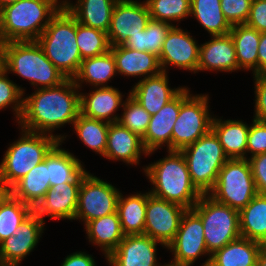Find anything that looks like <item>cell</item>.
Returning <instances> with one entry per match:
<instances>
[{
    "instance_id": "17",
    "label": "cell",
    "mask_w": 266,
    "mask_h": 266,
    "mask_svg": "<svg viewBox=\"0 0 266 266\" xmlns=\"http://www.w3.org/2000/svg\"><path fill=\"white\" fill-rule=\"evenodd\" d=\"M43 221L33 211L14 232V235L0 243V262L7 264H19L29 255L37 243L44 229Z\"/></svg>"
},
{
    "instance_id": "36",
    "label": "cell",
    "mask_w": 266,
    "mask_h": 266,
    "mask_svg": "<svg viewBox=\"0 0 266 266\" xmlns=\"http://www.w3.org/2000/svg\"><path fill=\"white\" fill-rule=\"evenodd\" d=\"M32 212L31 206L14 198L8 191H0V243L14 235Z\"/></svg>"
},
{
    "instance_id": "50",
    "label": "cell",
    "mask_w": 266,
    "mask_h": 266,
    "mask_svg": "<svg viewBox=\"0 0 266 266\" xmlns=\"http://www.w3.org/2000/svg\"><path fill=\"white\" fill-rule=\"evenodd\" d=\"M257 266H266V243L261 244L258 254Z\"/></svg>"
},
{
    "instance_id": "29",
    "label": "cell",
    "mask_w": 266,
    "mask_h": 266,
    "mask_svg": "<svg viewBox=\"0 0 266 266\" xmlns=\"http://www.w3.org/2000/svg\"><path fill=\"white\" fill-rule=\"evenodd\" d=\"M85 229L89 242L99 246L106 258L125 237L117 211L89 221Z\"/></svg>"
},
{
    "instance_id": "52",
    "label": "cell",
    "mask_w": 266,
    "mask_h": 266,
    "mask_svg": "<svg viewBox=\"0 0 266 266\" xmlns=\"http://www.w3.org/2000/svg\"><path fill=\"white\" fill-rule=\"evenodd\" d=\"M18 0H0V10L4 8L7 5L13 4L17 2Z\"/></svg>"
},
{
    "instance_id": "4",
    "label": "cell",
    "mask_w": 266,
    "mask_h": 266,
    "mask_svg": "<svg viewBox=\"0 0 266 266\" xmlns=\"http://www.w3.org/2000/svg\"><path fill=\"white\" fill-rule=\"evenodd\" d=\"M76 39V18L62 6L37 39L46 57L67 78L73 79L82 58Z\"/></svg>"
},
{
    "instance_id": "49",
    "label": "cell",
    "mask_w": 266,
    "mask_h": 266,
    "mask_svg": "<svg viewBox=\"0 0 266 266\" xmlns=\"http://www.w3.org/2000/svg\"><path fill=\"white\" fill-rule=\"evenodd\" d=\"M266 73V32L260 34L258 45V74Z\"/></svg>"
},
{
    "instance_id": "8",
    "label": "cell",
    "mask_w": 266,
    "mask_h": 266,
    "mask_svg": "<svg viewBox=\"0 0 266 266\" xmlns=\"http://www.w3.org/2000/svg\"><path fill=\"white\" fill-rule=\"evenodd\" d=\"M192 209L201 218L211 255L241 236L238 210L215 201L208 194H202Z\"/></svg>"
},
{
    "instance_id": "38",
    "label": "cell",
    "mask_w": 266,
    "mask_h": 266,
    "mask_svg": "<svg viewBox=\"0 0 266 266\" xmlns=\"http://www.w3.org/2000/svg\"><path fill=\"white\" fill-rule=\"evenodd\" d=\"M109 124L79 114L72 125L76 131L74 133L79 136L78 138L84 143L83 145L103 157L106 151Z\"/></svg>"
},
{
    "instance_id": "5",
    "label": "cell",
    "mask_w": 266,
    "mask_h": 266,
    "mask_svg": "<svg viewBox=\"0 0 266 266\" xmlns=\"http://www.w3.org/2000/svg\"><path fill=\"white\" fill-rule=\"evenodd\" d=\"M4 69L27 79L35 89L56 87L67 79L37 41L4 43Z\"/></svg>"
},
{
    "instance_id": "24",
    "label": "cell",
    "mask_w": 266,
    "mask_h": 266,
    "mask_svg": "<svg viewBox=\"0 0 266 266\" xmlns=\"http://www.w3.org/2000/svg\"><path fill=\"white\" fill-rule=\"evenodd\" d=\"M110 50L116 61L117 73L120 75L135 78L138 76L142 80L162 72L159 57L150 52H141L123 45L111 47Z\"/></svg>"
},
{
    "instance_id": "18",
    "label": "cell",
    "mask_w": 266,
    "mask_h": 266,
    "mask_svg": "<svg viewBox=\"0 0 266 266\" xmlns=\"http://www.w3.org/2000/svg\"><path fill=\"white\" fill-rule=\"evenodd\" d=\"M162 243L145 234L125 235L106 258L109 266H163L157 262V245Z\"/></svg>"
},
{
    "instance_id": "40",
    "label": "cell",
    "mask_w": 266,
    "mask_h": 266,
    "mask_svg": "<svg viewBox=\"0 0 266 266\" xmlns=\"http://www.w3.org/2000/svg\"><path fill=\"white\" fill-rule=\"evenodd\" d=\"M150 18L172 24L190 16L191 0H145Z\"/></svg>"
},
{
    "instance_id": "46",
    "label": "cell",
    "mask_w": 266,
    "mask_h": 266,
    "mask_svg": "<svg viewBox=\"0 0 266 266\" xmlns=\"http://www.w3.org/2000/svg\"><path fill=\"white\" fill-rule=\"evenodd\" d=\"M257 192L266 195V153L248 156Z\"/></svg>"
},
{
    "instance_id": "12",
    "label": "cell",
    "mask_w": 266,
    "mask_h": 266,
    "mask_svg": "<svg viewBox=\"0 0 266 266\" xmlns=\"http://www.w3.org/2000/svg\"><path fill=\"white\" fill-rule=\"evenodd\" d=\"M119 194L115 186L88 172L81 181L74 220H82L85 226L93 219L115 213Z\"/></svg>"
},
{
    "instance_id": "44",
    "label": "cell",
    "mask_w": 266,
    "mask_h": 266,
    "mask_svg": "<svg viewBox=\"0 0 266 266\" xmlns=\"http://www.w3.org/2000/svg\"><path fill=\"white\" fill-rule=\"evenodd\" d=\"M252 122L248 131L246 159L247 153L251 154L250 157L266 153V121L253 118Z\"/></svg>"
},
{
    "instance_id": "20",
    "label": "cell",
    "mask_w": 266,
    "mask_h": 266,
    "mask_svg": "<svg viewBox=\"0 0 266 266\" xmlns=\"http://www.w3.org/2000/svg\"><path fill=\"white\" fill-rule=\"evenodd\" d=\"M234 72L241 70L237 64L235 46L229 34L211 36V40L200 45L199 71Z\"/></svg>"
},
{
    "instance_id": "53",
    "label": "cell",
    "mask_w": 266,
    "mask_h": 266,
    "mask_svg": "<svg viewBox=\"0 0 266 266\" xmlns=\"http://www.w3.org/2000/svg\"><path fill=\"white\" fill-rule=\"evenodd\" d=\"M0 266H19V264H7V263H1Z\"/></svg>"
},
{
    "instance_id": "45",
    "label": "cell",
    "mask_w": 266,
    "mask_h": 266,
    "mask_svg": "<svg viewBox=\"0 0 266 266\" xmlns=\"http://www.w3.org/2000/svg\"><path fill=\"white\" fill-rule=\"evenodd\" d=\"M255 93L254 119L266 121V73L253 75Z\"/></svg>"
},
{
    "instance_id": "22",
    "label": "cell",
    "mask_w": 266,
    "mask_h": 266,
    "mask_svg": "<svg viewBox=\"0 0 266 266\" xmlns=\"http://www.w3.org/2000/svg\"><path fill=\"white\" fill-rule=\"evenodd\" d=\"M119 89L112 86L95 87L90 93L80 92V114L91 119L108 123L118 122L120 115H115L124 100Z\"/></svg>"
},
{
    "instance_id": "2",
    "label": "cell",
    "mask_w": 266,
    "mask_h": 266,
    "mask_svg": "<svg viewBox=\"0 0 266 266\" xmlns=\"http://www.w3.org/2000/svg\"><path fill=\"white\" fill-rule=\"evenodd\" d=\"M162 159L146 165L145 175L153 185L151 195L192 209L201 193L192 184L186 161L180 151H169Z\"/></svg>"
},
{
    "instance_id": "14",
    "label": "cell",
    "mask_w": 266,
    "mask_h": 266,
    "mask_svg": "<svg viewBox=\"0 0 266 266\" xmlns=\"http://www.w3.org/2000/svg\"><path fill=\"white\" fill-rule=\"evenodd\" d=\"M150 12L146 1L118 0L111 15V24L107 32L111 47L121 46L128 37L145 30Z\"/></svg>"
},
{
    "instance_id": "43",
    "label": "cell",
    "mask_w": 266,
    "mask_h": 266,
    "mask_svg": "<svg viewBox=\"0 0 266 266\" xmlns=\"http://www.w3.org/2000/svg\"><path fill=\"white\" fill-rule=\"evenodd\" d=\"M220 3L222 12L231 25L246 23L252 0H220Z\"/></svg>"
},
{
    "instance_id": "16",
    "label": "cell",
    "mask_w": 266,
    "mask_h": 266,
    "mask_svg": "<svg viewBox=\"0 0 266 266\" xmlns=\"http://www.w3.org/2000/svg\"><path fill=\"white\" fill-rule=\"evenodd\" d=\"M187 88L184 86L172 100L156 114L151 115L145 136L142 139L143 145L148 151V156L163 146H167V149L171 151L172 132L180 106L191 95L189 88Z\"/></svg>"
},
{
    "instance_id": "39",
    "label": "cell",
    "mask_w": 266,
    "mask_h": 266,
    "mask_svg": "<svg viewBox=\"0 0 266 266\" xmlns=\"http://www.w3.org/2000/svg\"><path fill=\"white\" fill-rule=\"evenodd\" d=\"M76 39L82 59L102 55L111 48L106 32L85 26L77 20Z\"/></svg>"
},
{
    "instance_id": "23",
    "label": "cell",
    "mask_w": 266,
    "mask_h": 266,
    "mask_svg": "<svg viewBox=\"0 0 266 266\" xmlns=\"http://www.w3.org/2000/svg\"><path fill=\"white\" fill-rule=\"evenodd\" d=\"M167 72L139 80L129 94L150 114H156L165 104L172 100L183 87H169Z\"/></svg>"
},
{
    "instance_id": "26",
    "label": "cell",
    "mask_w": 266,
    "mask_h": 266,
    "mask_svg": "<svg viewBox=\"0 0 266 266\" xmlns=\"http://www.w3.org/2000/svg\"><path fill=\"white\" fill-rule=\"evenodd\" d=\"M118 0H77L71 3L63 0V6L76 18L77 22L103 32H108L111 15Z\"/></svg>"
},
{
    "instance_id": "19",
    "label": "cell",
    "mask_w": 266,
    "mask_h": 266,
    "mask_svg": "<svg viewBox=\"0 0 266 266\" xmlns=\"http://www.w3.org/2000/svg\"><path fill=\"white\" fill-rule=\"evenodd\" d=\"M81 182H68L52 186L33 211L43 221L44 217L74 220Z\"/></svg>"
},
{
    "instance_id": "9",
    "label": "cell",
    "mask_w": 266,
    "mask_h": 266,
    "mask_svg": "<svg viewBox=\"0 0 266 266\" xmlns=\"http://www.w3.org/2000/svg\"><path fill=\"white\" fill-rule=\"evenodd\" d=\"M258 194L246 158L228 159L208 193L215 201L240 211Z\"/></svg>"
},
{
    "instance_id": "6",
    "label": "cell",
    "mask_w": 266,
    "mask_h": 266,
    "mask_svg": "<svg viewBox=\"0 0 266 266\" xmlns=\"http://www.w3.org/2000/svg\"><path fill=\"white\" fill-rule=\"evenodd\" d=\"M21 137L9 145L0 163V191H8L32 168L41 163L59 142L52 135L21 129Z\"/></svg>"
},
{
    "instance_id": "33",
    "label": "cell",
    "mask_w": 266,
    "mask_h": 266,
    "mask_svg": "<svg viewBox=\"0 0 266 266\" xmlns=\"http://www.w3.org/2000/svg\"><path fill=\"white\" fill-rule=\"evenodd\" d=\"M147 192L123 196L120 192L117 213L125 235L144 234Z\"/></svg>"
},
{
    "instance_id": "25",
    "label": "cell",
    "mask_w": 266,
    "mask_h": 266,
    "mask_svg": "<svg viewBox=\"0 0 266 266\" xmlns=\"http://www.w3.org/2000/svg\"><path fill=\"white\" fill-rule=\"evenodd\" d=\"M58 142L47 154L50 187L68 182H81L88 173L82 162L71 152L60 147Z\"/></svg>"
},
{
    "instance_id": "27",
    "label": "cell",
    "mask_w": 266,
    "mask_h": 266,
    "mask_svg": "<svg viewBox=\"0 0 266 266\" xmlns=\"http://www.w3.org/2000/svg\"><path fill=\"white\" fill-rule=\"evenodd\" d=\"M47 168V155L44 160L18 180L8 192L33 209L51 188Z\"/></svg>"
},
{
    "instance_id": "42",
    "label": "cell",
    "mask_w": 266,
    "mask_h": 266,
    "mask_svg": "<svg viewBox=\"0 0 266 266\" xmlns=\"http://www.w3.org/2000/svg\"><path fill=\"white\" fill-rule=\"evenodd\" d=\"M7 74L9 73L5 69L0 72V110L10 106L19 122L23 113L25 90L10 80Z\"/></svg>"
},
{
    "instance_id": "11",
    "label": "cell",
    "mask_w": 266,
    "mask_h": 266,
    "mask_svg": "<svg viewBox=\"0 0 266 266\" xmlns=\"http://www.w3.org/2000/svg\"><path fill=\"white\" fill-rule=\"evenodd\" d=\"M166 248L174 255L170 264L192 266L198 258L208 255L201 266H209L211 254L206 247L203 224L193 209H186L174 240Z\"/></svg>"
},
{
    "instance_id": "28",
    "label": "cell",
    "mask_w": 266,
    "mask_h": 266,
    "mask_svg": "<svg viewBox=\"0 0 266 266\" xmlns=\"http://www.w3.org/2000/svg\"><path fill=\"white\" fill-rule=\"evenodd\" d=\"M250 125L242 120H222L213 116L211 130L217 136L229 159L246 158Z\"/></svg>"
},
{
    "instance_id": "1",
    "label": "cell",
    "mask_w": 266,
    "mask_h": 266,
    "mask_svg": "<svg viewBox=\"0 0 266 266\" xmlns=\"http://www.w3.org/2000/svg\"><path fill=\"white\" fill-rule=\"evenodd\" d=\"M79 114V87L73 79H66L56 87L35 89V92L24 97L18 125L26 131L55 136L63 143L66 136L55 135L54 130L65 124H73Z\"/></svg>"
},
{
    "instance_id": "31",
    "label": "cell",
    "mask_w": 266,
    "mask_h": 266,
    "mask_svg": "<svg viewBox=\"0 0 266 266\" xmlns=\"http://www.w3.org/2000/svg\"><path fill=\"white\" fill-rule=\"evenodd\" d=\"M116 74V61L111 50H109L102 55L83 59L73 80L80 90L84 82L89 83L93 88L109 87L108 81Z\"/></svg>"
},
{
    "instance_id": "15",
    "label": "cell",
    "mask_w": 266,
    "mask_h": 266,
    "mask_svg": "<svg viewBox=\"0 0 266 266\" xmlns=\"http://www.w3.org/2000/svg\"><path fill=\"white\" fill-rule=\"evenodd\" d=\"M200 45L188 31L174 25L168 32L159 56L162 72L168 66L197 73ZM167 67V68H166Z\"/></svg>"
},
{
    "instance_id": "34",
    "label": "cell",
    "mask_w": 266,
    "mask_h": 266,
    "mask_svg": "<svg viewBox=\"0 0 266 266\" xmlns=\"http://www.w3.org/2000/svg\"><path fill=\"white\" fill-rule=\"evenodd\" d=\"M241 237L266 243V195L257 194L239 211Z\"/></svg>"
},
{
    "instance_id": "10",
    "label": "cell",
    "mask_w": 266,
    "mask_h": 266,
    "mask_svg": "<svg viewBox=\"0 0 266 266\" xmlns=\"http://www.w3.org/2000/svg\"><path fill=\"white\" fill-rule=\"evenodd\" d=\"M208 100V94H191L181 104L173 127L171 151L182 150L211 130L213 117Z\"/></svg>"
},
{
    "instance_id": "54",
    "label": "cell",
    "mask_w": 266,
    "mask_h": 266,
    "mask_svg": "<svg viewBox=\"0 0 266 266\" xmlns=\"http://www.w3.org/2000/svg\"><path fill=\"white\" fill-rule=\"evenodd\" d=\"M163 266H177V265H173V264H170V263L168 262V264H165V263H164Z\"/></svg>"
},
{
    "instance_id": "47",
    "label": "cell",
    "mask_w": 266,
    "mask_h": 266,
    "mask_svg": "<svg viewBox=\"0 0 266 266\" xmlns=\"http://www.w3.org/2000/svg\"><path fill=\"white\" fill-rule=\"evenodd\" d=\"M245 24L260 33L266 32V0H252L250 14Z\"/></svg>"
},
{
    "instance_id": "48",
    "label": "cell",
    "mask_w": 266,
    "mask_h": 266,
    "mask_svg": "<svg viewBox=\"0 0 266 266\" xmlns=\"http://www.w3.org/2000/svg\"><path fill=\"white\" fill-rule=\"evenodd\" d=\"M61 266H96V263L92 255L85 251H77L64 258Z\"/></svg>"
},
{
    "instance_id": "13",
    "label": "cell",
    "mask_w": 266,
    "mask_h": 266,
    "mask_svg": "<svg viewBox=\"0 0 266 266\" xmlns=\"http://www.w3.org/2000/svg\"><path fill=\"white\" fill-rule=\"evenodd\" d=\"M186 208L147 192L144 234L167 247L175 238Z\"/></svg>"
},
{
    "instance_id": "32",
    "label": "cell",
    "mask_w": 266,
    "mask_h": 266,
    "mask_svg": "<svg viewBox=\"0 0 266 266\" xmlns=\"http://www.w3.org/2000/svg\"><path fill=\"white\" fill-rule=\"evenodd\" d=\"M260 32L246 24L232 25V37L237 64L240 69L252 70L253 75H258V45Z\"/></svg>"
},
{
    "instance_id": "37",
    "label": "cell",
    "mask_w": 266,
    "mask_h": 266,
    "mask_svg": "<svg viewBox=\"0 0 266 266\" xmlns=\"http://www.w3.org/2000/svg\"><path fill=\"white\" fill-rule=\"evenodd\" d=\"M173 26L174 24L150 19L145 30L128 37L123 46L141 52H150L159 57L163 42Z\"/></svg>"
},
{
    "instance_id": "35",
    "label": "cell",
    "mask_w": 266,
    "mask_h": 266,
    "mask_svg": "<svg viewBox=\"0 0 266 266\" xmlns=\"http://www.w3.org/2000/svg\"><path fill=\"white\" fill-rule=\"evenodd\" d=\"M190 16L196 18L211 36L226 35L232 29L222 12L220 0H191Z\"/></svg>"
},
{
    "instance_id": "55",
    "label": "cell",
    "mask_w": 266,
    "mask_h": 266,
    "mask_svg": "<svg viewBox=\"0 0 266 266\" xmlns=\"http://www.w3.org/2000/svg\"><path fill=\"white\" fill-rule=\"evenodd\" d=\"M59 4H61L63 6V1L61 0H56Z\"/></svg>"
},
{
    "instance_id": "51",
    "label": "cell",
    "mask_w": 266,
    "mask_h": 266,
    "mask_svg": "<svg viewBox=\"0 0 266 266\" xmlns=\"http://www.w3.org/2000/svg\"><path fill=\"white\" fill-rule=\"evenodd\" d=\"M4 70V43L0 40V72Z\"/></svg>"
},
{
    "instance_id": "3",
    "label": "cell",
    "mask_w": 266,
    "mask_h": 266,
    "mask_svg": "<svg viewBox=\"0 0 266 266\" xmlns=\"http://www.w3.org/2000/svg\"><path fill=\"white\" fill-rule=\"evenodd\" d=\"M62 7L56 0H18L0 10V40L37 41Z\"/></svg>"
},
{
    "instance_id": "41",
    "label": "cell",
    "mask_w": 266,
    "mask_h": 266,
    "mask_svg": "<svg viewBox=\"0 0 266 266\" xmlns=\"http://www.w3.org/2000/svg\"><path fill=\"white\" fill-rule=\"evenodd\" d=\"M122 107L123 113L118 122L143 139L151 120V115L130 94Z\"/></svg>"
},
{
    "instance_id": "30",
    "label": "cell",
    "mask_w": 266,
    "mask_h": 266,
    "mask_svg": "<svg viewBox=\"0 0 266 266\" xmlns=\"http://www.w3.org/2000/svg\"><path fill=\"white\" fill-rule=\"evenodd\" d=\"M261 243L239 237L215 251L209 266H257Z\"/></svg>"
},
{
    "instance_id": "21",
    "label": "cell",
    "mask_w": 266,
    "mask_h": 266,
    "mask_svg": "<svg viewBox=\"0 0 266 266\" xmlns=\"http://www.w3.org/2000/svg\"><path fill=\"white\" fill-rule=\"evenodd\" d=\"M148 156L142 138L119 122L109 124L104 157L113 161H123L128 165H138L141 156Z\"/></svg>"
},
{
    "instance_id": "7",
    "label": "cell",
    "mask_w": 266,
    "mask_h": 266,
    "mask_svg": "<svg viewBox=\"0 0 266 266\" xmlns=\"http://www.w3.org/2000/svg\"><path fill=\"white\" fill-rule=\"evenodd\" d=\"M180 152L186 161L192 184L201 194H208L215 186L219 171L229 159L217 136L210 130Z\"/></svg>"
}]
</instances>
